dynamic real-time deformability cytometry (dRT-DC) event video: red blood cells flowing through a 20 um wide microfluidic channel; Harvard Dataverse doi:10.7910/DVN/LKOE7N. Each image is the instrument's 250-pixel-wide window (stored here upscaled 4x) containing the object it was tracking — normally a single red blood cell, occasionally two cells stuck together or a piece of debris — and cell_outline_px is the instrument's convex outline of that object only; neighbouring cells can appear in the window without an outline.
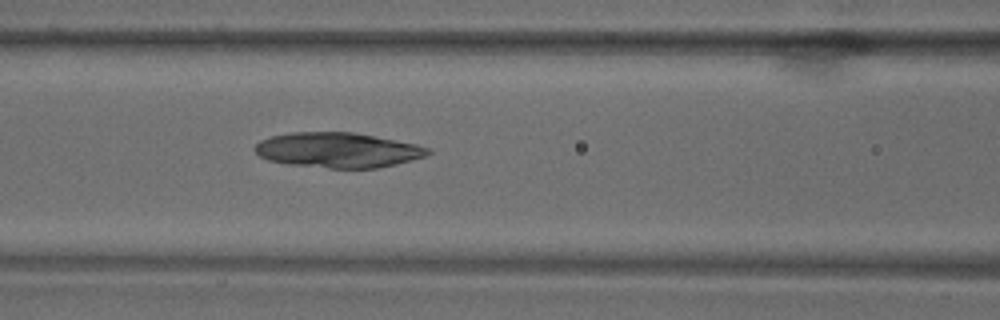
{"species": "common noctule bat (a hibernating species)", "species_latin": "Nyctalus noctula", "temperature_condition": "warm", "stored_images_in_passage": 45, "camera_frame_rate_fps": 3000, "um_per_image_px": 0.085, "animal": {"sex": "male", "body_mass_g": 18.8}, "frame": {"image": 1, "passage_image": 10, "time_ms": 3.0, "image_size_px": [1000, 320], "cell_outline_px": [[432, 152], [428, 156], [396, 164], [376, 168], [328, 168], [288, 164], [268, 160], [260, 156], [252, 148], [260, 140], [272, 136], [292, 132], [352, 132], [396, 140], [416, 144], [432, 148]], "centroid_in_image_um": [28.74, 12.76], "position_along_channel_um": 137.9, "area_um2": 35.49}}
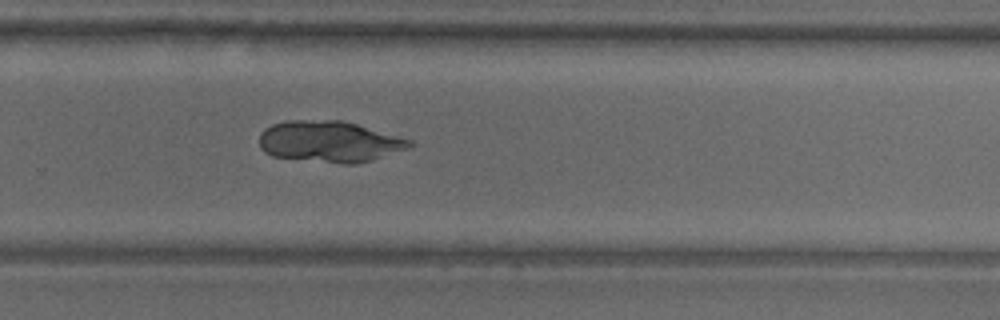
{"frame": {"image": 2, "passage_image": 26, "time_ms": 8.333, "image_size_px": [1000, 320], "cell_outline_px": [[416, 144], [412, 148], [372, 160], [356, 164], [340, 164], [272, 156], [264, 152], [260, 148], [260, 132], [264, 128], [272, 124], [284, 120], [340, 120], [356, 124], [412, 140]], "centroid_in_image_um": [28.02, 12.04], "position_along_channel_um": 301.8, "area_um2": 36.47}}
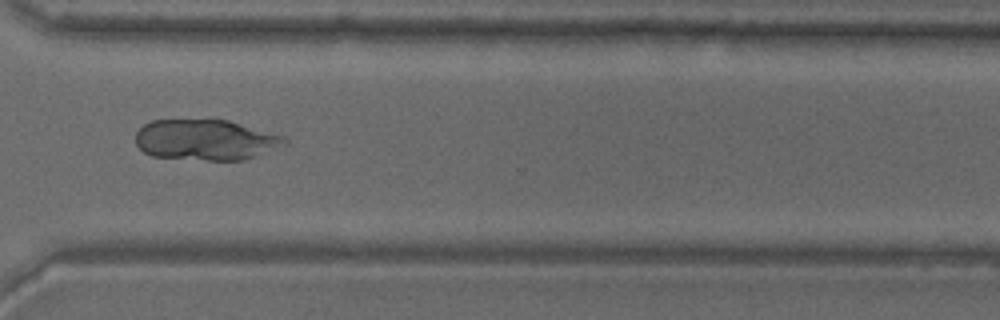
{"frame": {"image": 3, "passage_image": 31, "time_ms": 10.0, "image_size_px": [1000, 320], "cell_outline_px": [[288, 144], [244, 160], [208, 160], [152, 156], [144, 152], [136, 144], [136, 132], [144, 124], [152, 120], [228, 120], [284, 136], [288, 140]], "centroid_in_image_um": [17.49, 11.89], "position_along_channel_um": 353.1, "area_um2": 35.2}}